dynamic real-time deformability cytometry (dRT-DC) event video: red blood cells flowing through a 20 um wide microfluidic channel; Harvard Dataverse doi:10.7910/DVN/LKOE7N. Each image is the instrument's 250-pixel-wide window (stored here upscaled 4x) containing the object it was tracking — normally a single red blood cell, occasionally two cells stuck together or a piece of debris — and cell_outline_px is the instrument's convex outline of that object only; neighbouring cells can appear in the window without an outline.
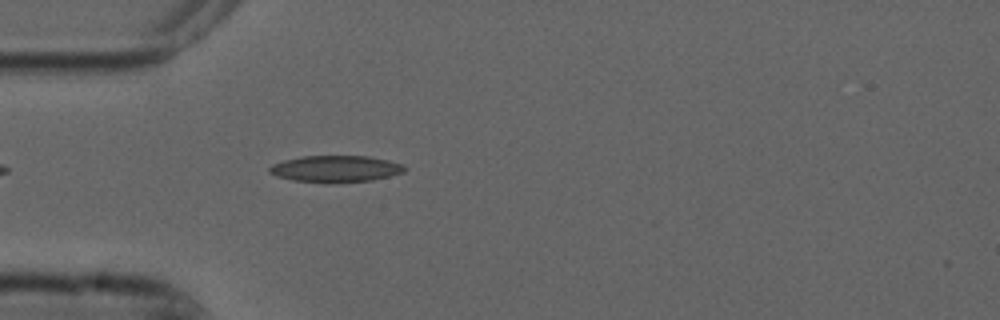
{"species": "common noctule bat (a hibernating species)", "species_latin": "Nyctalus noctula", "temperature_condition": "cold", "stored_images_in_passage": 40, "camera_frame_rate_fps": 3000, "um_per_image_px": 0.085, "animal": {"sex": "male", "forearm_length_mm": 52.5}, "frame": {"image": 1, "passage_image": 4, "time_ms": 1.0, "image_size_px": [1000, 320], "cell_outline_px": [[408, 168], [404, 172], [372, 180], [324, 184], [292, 180], [276, 176], [268, 172], [268, 168], [272, 164], [284, 160], [300, 156], [368, 156], [388, 160], [404, 164]], "centroid_in_image_um": [28.51, 14.36], "position_along_channel_um": 56.5, "area_um2": 21.33}}
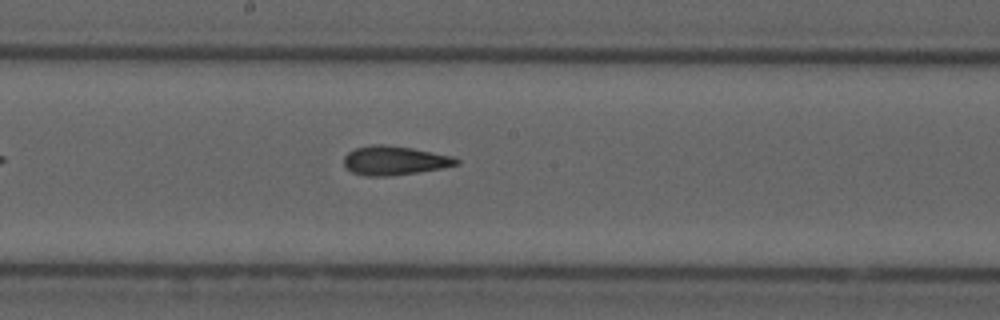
{"frame": {"image": 2, "passage_image": 17, "time_ms": 5.333, "image_size_px": [1000, 320], "cell_outline_px": [[460, 164], [444, 168], [388, 176], [364, 176], [352, 172], [344, 168], [344, 156], [348, 152], [356, 148], [372, 144], [380, 144], [412, 148], [452, 156], [460, 160]], "centroid_in_image_um": [33.52, 13.65], "position_along_channel_um": 214.7, "area_um2": 19.07}}
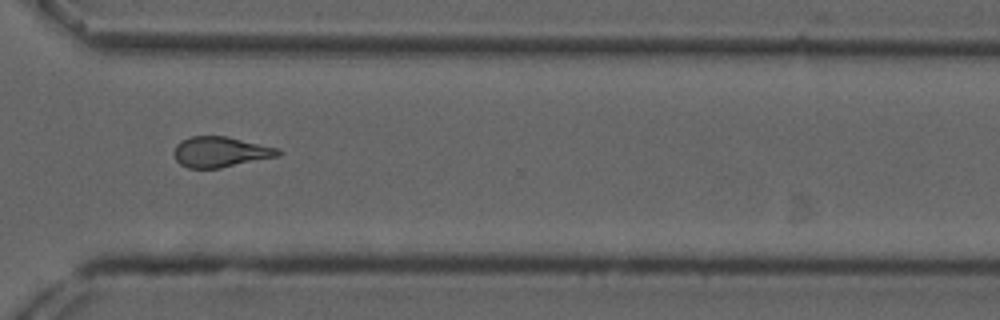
{"frame": {"image": 3, "passage_image": 28, "time_ms": 9.0, "image_size_px": [1000, 320], "cell_outline_px": [[280, 156], [220, 168], [188, 168], [180, 164], [176, 160], [176, 144], [180, 140], [192, 136], [224, 136], [280, 148]], "centroid_in_image_um": [18.76, 12.91], "position_along_channel_um": 351.8, "area_um2": 18.38}, "authors_computed_cell_mechanics": {"area_um2": 18.8428, "velocity_mm_per_s": 3.7571, "shape_relaxation_time_tau1_ms": null, "shape_relaxation_time_tau2_ms": 3.038, "deformation_change_tau1": null, "deformation_change_tau2": 0.118}}